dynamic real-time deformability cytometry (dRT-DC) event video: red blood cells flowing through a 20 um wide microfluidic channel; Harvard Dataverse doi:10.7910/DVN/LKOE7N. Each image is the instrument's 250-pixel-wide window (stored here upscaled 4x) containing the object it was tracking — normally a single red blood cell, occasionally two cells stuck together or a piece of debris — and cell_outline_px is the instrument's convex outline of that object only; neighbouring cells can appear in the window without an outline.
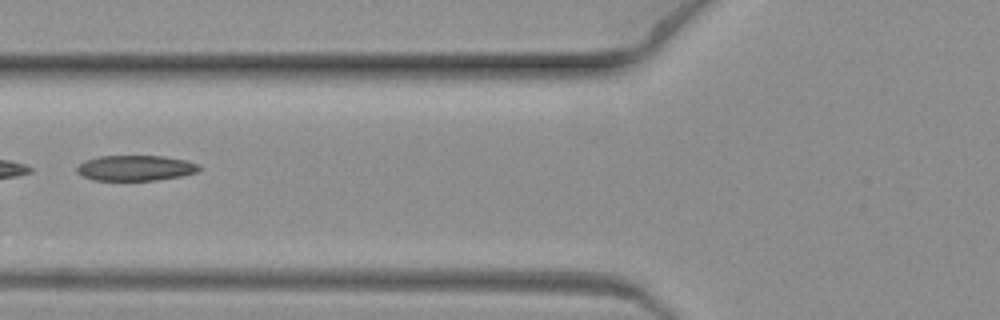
{"species": "common noctule bat (a hibernating species)", "species_latin": "Nyctalus noctula", "temperature_condition": "warm", "stored_images_in_passage": 7, "camera_frame_rate_fps": 3000, "um_per_image_px": 0.085, "animal": {"sex": "female", "body_mass_g": 19.3, "forearm_length_mm": 54.1}, "frame": {"image": 1, "passage_image": 4, "time_ms": 1.0, "image_size_px": [1000, 320], "cell_outline_px": [[200, 168], [196, 172], [180, 176], [156, 180], [92, 180], [76, 172], [76, 168], [80, 164], [88, 160], [100, 156], [164, 156], [184, 160], [200, 164]], "centroid_in_image_um": [11.52, 14.28], "position_along_channel_um": 114.3, "area_um2": 17.92}}
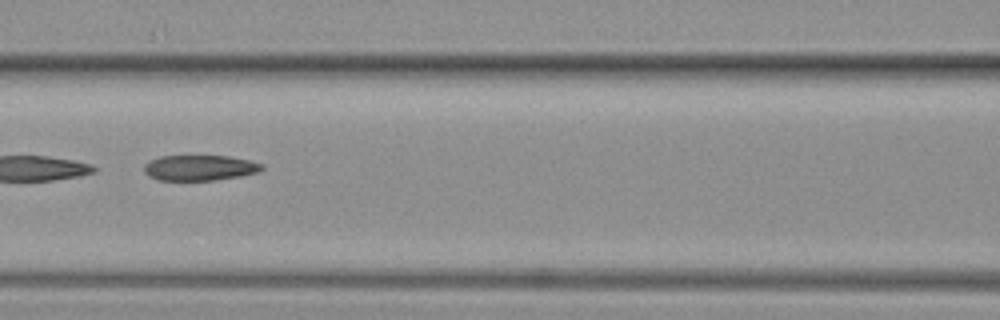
{"frame": {"image": 2, "passage_image": 5, "time_ms": 1.333, "image_size_px": [1000, 320], "cell_outline_px": [[264, 168], [260, 172], [240, 176], [216, 180], [160, 180], [148, 176], [144, 172], [144, 164], [160, 156], [228, 156], [248, 160], [264, 164]], "centroid_in_image_um": [17.0, 14.26], "position_along_channel_um": 149.6, "area_um2": 17.51}}